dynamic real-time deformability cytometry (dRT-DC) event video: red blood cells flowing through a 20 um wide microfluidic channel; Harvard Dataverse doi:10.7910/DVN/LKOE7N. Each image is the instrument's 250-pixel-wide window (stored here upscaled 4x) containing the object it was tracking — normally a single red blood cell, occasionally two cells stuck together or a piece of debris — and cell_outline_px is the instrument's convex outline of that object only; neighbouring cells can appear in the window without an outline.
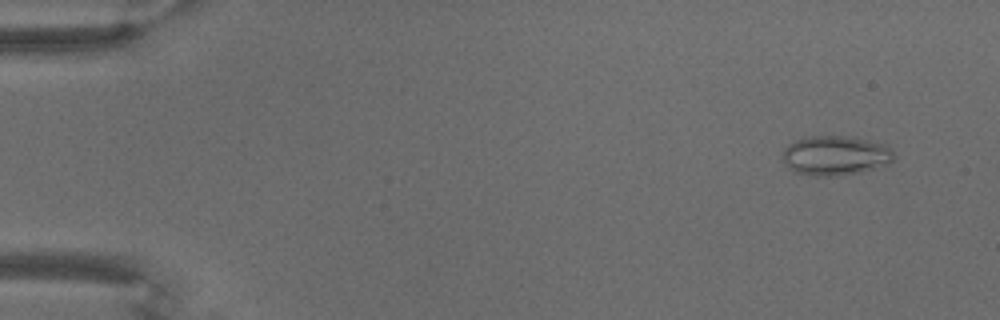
{"species": "common noctule bat (a hibernating species)", "species_latin": "Nyctalus noctula", "temperature_condition": "warm", "stored_images_in_passage": 58, "camera_frame_rate_fps": 3000, "um_per_image_px": 0.085, "animal": {"sex": "male", "body_mass_g": 18.8}, "frame": {"image": 1, "passage_image": 6, "time_ms": 1.667, "image_size_px": [1000, 320], "cell_outline_px": [[892, 160], [888, 164], [860, 172], [828, 176], [816, 176], [796, 172], [784, 164], [784, 148], [788, 144], [796, 140], [808, 136], [856, 136], [884, 144], [892, 152]], "centroid_in_image_um": [70.99, 13.2], "position_along_channel_um": 14.0, "area_um2": 25.43}}
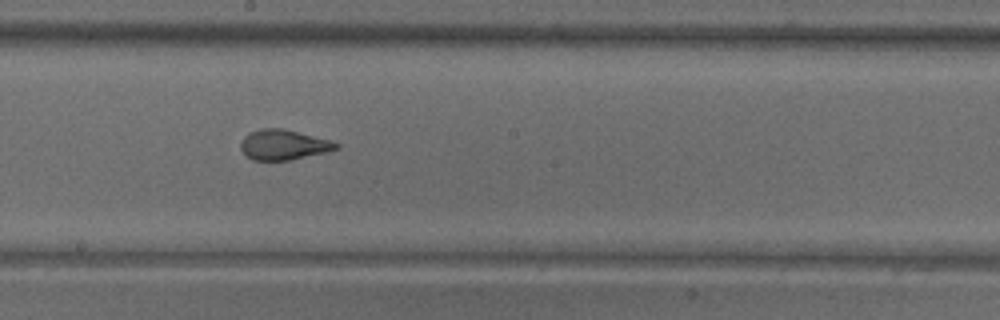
{"frame": {"image": 2, "passage_image": 41, "time_ms": 13.333, "image_size_px": [1000, 320], "cell_outline_px": [[340, 148], [324, 152], [288, 160], [252, 160], [240, 148], [240, 140], [248, 132], [260, 128], [280, 128], [332, 140], [340, 144]], "centroid_in_image_um": [24.08, 12.29], "position_along_channel_um": 224.1, "area_um2": 16.7}}
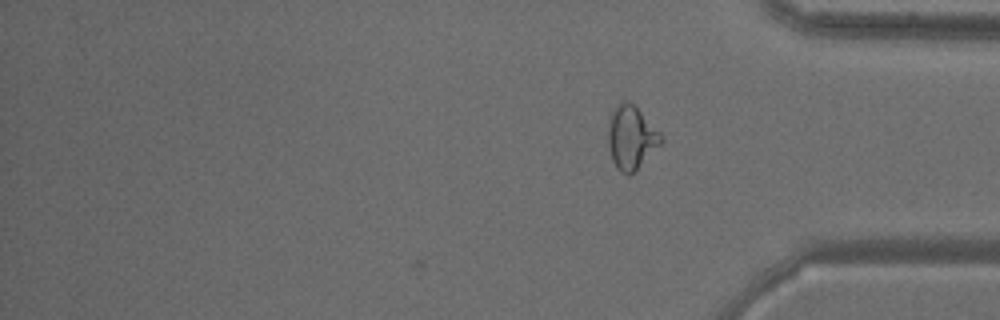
{"frame": {"image": 3, "passage_image": 58, "time_ms": 19.0, "image_size_px": [1000, 320], "cell_outline_px": [[664, 140], [636, 172], [620, 172], [616, 168], [612, 160], [608, 148], [608, 120], [612, 112], [620, 104], [628, 100], [664, 136]], "centroid_in_image_um": [53.66, 11.73], "position_along_channel_um": 381.5, "area_um2": 19.36}}